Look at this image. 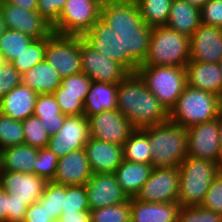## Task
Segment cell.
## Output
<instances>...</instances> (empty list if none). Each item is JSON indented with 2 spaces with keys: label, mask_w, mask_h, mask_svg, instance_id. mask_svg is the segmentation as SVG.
I'll return each instance as SVG.
<instances>
[{
  "label": "cell",
  "mask_w": 222,
  "mask_h": 222,
  "mask_svg": "<svg viewBox=\"0 0 222 222\" xmlns=\"http://www.w3.org/2000/svg\"><path fill=\"white\" fill-rule=\"evenodd\" d=\"M100 18L117 35L118 63L129 73H137L147 55L153 28L144 22L137 2H105Z\"/></svg>",
  "instance_id": "obj_1"
},
{
  "label": "cell",
  "mask_w": 222,
  "mask_h": 222,
  "mask_svg": "<svg viewBox=\"0 0 222 222\" xmlns=\"http://www.w3.org/2000/svg\"><path fill=\"white\" fill-rule=\"evenodd\" d=\"M117 109L135 129L169 120V111L147 88L138 73H129L118 83Z\"/></svg>",
  "instance_id": "obj_2"
},
{
  "label": "cell",
  "mask_w": 222,
  "mask_h": 222,
  "mask_svg": "<svg viewBox=\"0 0 222 222\" xmlns=\"http://www.w3.org/2000/svg\"><path fill=\"white\" fill-rule=\"evenodd\" d=\"M143 129L149 136L152 167H178L187 156V128L169 119Z\"/></svg>",
  "instance_id": "obj_3"
},
{
  "label": "cell",
  "mask_w": 222,
  "mask_h": 222,
  "mask_svg": "<svg viewBox=\"0 0 222 222\" xmlns=\"http://www.w3.org/2000/svg\"><path fill=\"white\" fill-rule=\"evenodd\" d=\"M190 61V37L166 25L152 28L148 52L139 66L186 67Z\"/></svg>",
  "instance_id": "obj_4"
},
{
  "label": "cell",
  "mask_w": 222,
  "mask_h": 222,
  "mask_svg": "<svg viewBox=\"0 0 222 222\" xmlns=\"http://www.w3.org/2000/svg\"><path fill=\"white\" fill-rule=\"evenodd\" d=\"M222 111V98L215 93L186 85L169 119L184 128L212 121Z\"/></svg>",
  "instance_id": "obj_5"
},
{
  "label": "cell",
  "mask_w": 222,
  "mask_h": 222,
  "mask_svg": "<svg viewBox=\"0 0 222 222\" xmlns=\"http://www.w3.org/2000/svg\"><path fill=\"white\" fill-rule=\"evenodd\" d=\"M179 168L180 206H198L222 167L211 160L186 156Z\"/></svg>",
  "instance_id": "obj_6"
},
{
  "label": "cell",
  "mask_w": 222,
  "mask_h": 222,
  "mask_svg": "<svg viewBox=\"0 0 222 222\" xmlns=\"http://www.w3.org/2000/svg\"><path fill=\"white\" fill-rule=\"evenodd\" d=\"M137 73L169 112L176 105L178 97L187 85L185 67L139 66Z\"/></svg>",
  "instance_id": "obj_7"
},
{
  "label": "cell",
  "mask_w": 222,
  "mask_h": 222,
  "mask_svg": "<svg viewBox=\"0 0 222 222\" xmlns=\"http://www.w3.org/2000/svg\"><path fill=\"white\" fill-rule=\"evenodd\" d=\"M102 4V0H67L52 31L57 35L82 36L100 18Z\"/></svg>",
  "instance_id": "obj_8"
},
{
  "label": "cell",
  "mask_w": 222,
  "mask_h": 222,
  "mask_svg": "<svg viewBox=\"0 0 222 222\" xmlns=\"http://www.w3.org/2000/svg\"><path fill=\"white\" fill-rule=\"evenodd\" d=\"M59 74L60 78L82 72L80 36L57 35L47 37L44 58Z\"/></svg>",
  "instance_id": "obj_9"
},
{
  "label": "cell",
  "mask_w": 222,
  "mask_h": 222,
  "mask_svg": "<svg viewBox=\"0 0 222 222\" xmlns=\"http://www.w3.org/2000/svg\"><path fill=\"white\" fill-rule=\"evenodd\" d=\"M179 195V168H153L136 199L147 203L177 202Z\"/></svg>",
  "instance_id": "obj_10"
},
{
  "label": "cell",
  "mask_w": 222,
  "mask_h": 222,
  "mask_svg": "<svg viewBox=\"0 0 222 222\" xmlns=\"http://www.w3.org/2000/svg\"><path fill=\"white\" fill-rule=\"evenodd\" d=\"M90 138L89 120L83 115L66 116L59 131L49 137L47 147L58 157L84 148Z\"/></svg>",
  "instance_id": "obj_11"
},
{
  "label": "cell",
  "mask_w": 222,
  "mask_h": 222,
  "mask_svg": "<svg viewBox=\"0 0 222 222\" xmlns=\"http://www.w3.org/2000/svg\"><path fill=\"white\" fill-rule=\"evenodd\" d=\"M80 55L82 72L92 81L118 84L129 74L118 62L91 48L81 36Z\"/></svg>",
  "instance_id": "obj_12"
},
{
  "label": "cell",
  "mask_w": 222,
  "mask_h": 222,
  "mask_svg": "<svg viewBox=\"0 0 222 222\" xmlns=\"http://www.w3.org/2000/svg\"><path fill=\"white\" fill-rule=\"evenodd\" d=\"M88 120L91 138L121 146L135 129L118 109L103 110Z\"/></svg>",
  "instance_id": "obj_13"
},
{
  "label": "cell",
  "mask_w": 222,
  "mask_h": 222,
  "mask_svg": "<svg viewBox=\"0 0 222 222\" xmlns=\"http://www.w3.org/2000/svg\"><path fill=\"white\" fill-rule=\"evenodd\" d=\"M187 156L207 159L221 166L218 118L187 128Z\"/></svg>",
  "instance_id": "obj_14"
},
{
  "label": "cell",
  "mask_w": 222,
  "mask_h": 222,
  "mask_svg": "<svg viewBox=\"0 0 222 222\" xmlns=\"http://www.w3.org/2000/svg\"><path fill=\"white\" fill-rule=\"evenodd\" d=\"M6 28L19 31L33 39L48 37L52 26L37 12L22 9L8 2L0 4Z\"/></svg>",
  "instance_id": "obj_15"
},
{
  "label": "cell",
  "mask_w": 222,
  "mask_h": 222,
  "mask_svg": "<svg viewBox=\"0 0 222 222\" xmlns=\"http://www.w3.org/2000/svg\"><path fill=\"white\" fill-rule=\"evenodd\" d=\"M85 190L90 210L117 205L129 199L114 173H92Z\"/></svg>",
  "instance_id": "obj_16"
},
{
  "label": "cell",
  "mask_w": 222,
  "mask_h": 222,
  "mask_svg": "<svg viewBox=\"0 0 222 222\" xmlns=\"http://www.w3.org/2000/svg\"><path fill=\"white\" fill-rule=\"evenodd\" d=\"M222 58V29L201 24L190 36V61L219 63Z\"/></svg>",
  "instance_id": "obj_17"
},
{
  "label": "cell",
  "mask_w": 222,
  "mask_h": 222,
  "mask_svg": "<svg viewBox=\"0 0 222 222\" xmlns=\"http://www.w3.org/2000/svg\"><path fill=\"white\" fill-rule=\"evenodd\" d=\"M47 181L34 173L0 171V187L15 197L25 201L26 205L36 203L45 188Z\"/></svg>",
  "instance_id": "obj_18"
},
{
  "label": "cell",
  "mask_w": 222,
  "mask_h": 222,
  "mask_svg": "<svg viewBox=\"0 0 222 222\" xmlns=\"http://www.w3.org/2000/svg\"><path fill=\"white\" fill-rule=\"evenodd\" d=\"M92 171L84 148L72 151L58 159L56 174L51 181L58 185H85Z\"/></svg>",
  "instance_id": "obj_19"
},
{
  "label": "cell",
  "mask_w": 222,
  "mask_h": 222,
  "mask_svg": "<svg viewBox=\"0 0 222 222\" xmlns=\"http://www.w3.org/2000/svg\"><path fill=\"white\" fill-rule=\"evenodd\" d=\"M84 149L92 173H114L123 161L121 145L90 137Z\"/></svg>",
  "instance_id": "obj_20"
},
{
  "label": "cell",
  "mask_w": 222,
  "mask_h": 222,
  "mask_svg": "<svg viewBox=\"0 0 222 222\" xmlns=\"http://www.w3.org/2000/svg\"><path fill=\"white\" fill-rule=\"evenodd\" d=\"M131 222H178L180 203H147L130 198Z\"/></svg>",
  "instance_id": "obj_21"
},
{
  "label": "cell",
  "mask_w": 222,
  "mask_h": 222,
  "mask_svg": "<svg viewBox=\"0 0 222 222\" xmlns=\"http://www.w3.org/2000/svg\"><path fill=\"white\" fill-rule=\"evenodd\" d=\"M37 97L36 92L20 84L0 99V113L24 121L33 115Z\"/></svg>",
  "instance_id": "obj_22"
},
{
  "label": "cell",
  "mask_w": 222,
  "mask_h": 222,
  "mask_svg": "<svg viewBox=\"0 0 222 222\" xmlns=\"http://www.w3.org/2000/svg\"><path fill=\"white\" fill-rule=\"evenodd\" d=\"M185 68L187 85L215 93L222 98V76L219 63L189 61Z\"/></svg>",
  "instance_id": "obj_23"
},
{
  "label": "cell",
  "mask_w": 222,
  "mask_h": 222,
  "mask_svg": "<svg viewBox=\"0 0 222 222\" xmlns=\"http://www.w3.org/2000/svg\"><path fill=\"white\" fill-rule=\"evenodd\" d=\"M151 164L123 160L115 170L117 182L128 198L136 197L152 172Z\"/></svg>",
  "instance_id": "obj_24"
},
{
  "label": "cell",
  "mask_w": 222,
  "mask_h": 222,
  "mask_svg": "<svg viewBox=\"0 0 222 222\" xmlns=\"http://www.w3.org/2000/svg\"><path fill=\"white\" fill-rule=\"evenodd\" d=\"M201 25L200 9L185 0H172L167 27L190 37Z\"/></svg>",
  "instance_id": "obj_25"
},
{
  "label": "cell",
  "mask_w": 222,
  "mask_h": 222,
  "mask_svg": "<svg viewBox=\"0 0 222 222\" xmlns=\"http://www.w3.org/2000/svg\"><path fill=\"white\" fill-rule=\"evenodd\" d=\"M37 157L38 149L25 143L1 149L0 171L34 173Z\"/></svg>",
  "instance_id": "obj_26"
},
{
  "label": "cell",
  "mask_w": 222,
  "mask_h": 222,
  "mask_svg": "<svg viewBox=\"0 0 222 222\" xmlns=\"http://www.w3.org/2000/svg\"><path fill=\"white\" fill-rule=\"evenodd\" d=\"M82 39L100 55L118 62V40L116 33L101 18L85 32Z\"/></svg>",
  "instance_id": "obj_27"
},
{
  "label": "cell",
  "mask_w": 222,
  "mask_h": 222,
  "mask_svg": "<svg viewBox=\"0 0 222 222\" xmlns=\"http://www.w3.org/2000/svg\"><path fill=\"white\" fill-rule=\"evenodd\" d=\"M22 84L38 95L53 94L61 85L58 72L44 59L22 75Z\"/></svg>",
  "instance_id": "obj_28"
},
{
  "label": "cell",
  "mask_w": 222,
  "mask_h": 222,
  "mask_svg": "<svg viewBox=\"0 0 222 222\" xmlns=\"http://www.w3.org/2000/svg\"><path fill=\"white\" fill-rule=\"evenodd\" d=\"M118 84L92 81L84 102V115L89 118L103 110L117 109Z\"/></svg>",
  "instance_id": "obj_29"
},
{
  "label": "cell",
  "mask_w": 222,
  "mask_h": 222,
  "mask_svg": "<svg viewBox=\"0 0 222 222\" xmlns=\"http://www.w3.org/2000/svg\"><path fill=\"white\" fill-rule=\"evenodd\" d=\"M122 148L123 160L151 164L152 151L148 133L144 129H134Z\"/></svg>",
  "instance_id": "obj_30"
},
{
  "label": "cell",
  "mask_w": 222,
  "mask_h": 222,
  "mask_svg": "<svg viewBox=\"0 0 222 222\" xmlns=\"http://www.w3.org/2000/svg\"><path fill=\"white\" fill-rule=\"evenodd\" d=\"M136 2L140 15L148 26L167 24L172 0H136Z\"/></svg>",
  "instance_id": "obj_31"
},
{
  "label": "cell",
  "mask_w": 222,
  "mask_h": 222,
  "mask_svg": "<svg viewBox=\"0 0 222 222\" xmlns=\"http://www.w3.org/2000/svg\"><path fill=\"white\" fill-rule=\"evenodd\" d=\"M32 37L19 31L6 29L0 38V54L6 63H11L17 56L21 55L34 41Z\"/></svg>",
  "instance_id": "obj_32"
},
{
  "label": "cell",
  "mask_w": 222,
  "mask_h": 222,
  "mask_svg": "<svg viewBox=\"0 0 222 222\" xmlns=\"http://www.w3.org/2000/svg\"><path fill=\"white\" fill-rule=\"evenodd\" d=\"M46 44L47 37L35 39L29 47L10 64L23 75L33 66L44 60Z\"/></svg>",
  "instance_id": "obj_33"
},
{
  "label": "cell",
  "mask_w": 222,
  "mask_h": 222,
  "mask_svg": "<svg viewBox=\"0 0 222 222\" xmlns=\"http://www.w3.org/2000/svg\"><path fill=\"white\" fill-rule=\"evenodd\" d=\"M44 205L50 218L57 222L63 212L64 207V185H58L53 182H47L43 191V195L38 200Z\"/></svg>",
  "instance_id": "obj_34"
},
{
  "label": "cell",
  "mask_w": 222,
  "mask_h": 222,
  "mask_svg": "<svg viewBox=\"0 0 222 222\" xmlns=\"http://www.w3.org/2000/svg\"><path fill=\"white\" fill-rule=\"evenodd\" d=\"M24 144L22 121L0 113V150Z\"/></svg>",
  "instance_id": "obj_35"
},
{
  "label": "cell",
  "mask_w": 222,
  "mask_h": 222,
  "mask_svg": "<svg viewBox=\"0 0 222 222\" xmlns=\"http://www.w3.org/2000/svg\"><path fill=\"white\" fill-rule=\"evenodd\" d=\"M130 198L113 206L90 210V222H127L130 220Z\"/></svg>",
  "instance_id": "obj_36"
},
{
  "label": "cell",
  "mask_w": 222,
  "mask_h": 222,
  "mask_svg": "<svg viewBox=\"0 0 222 222\" xmlns=\"http://www.w3.org/2000/svg\"><path fill=\"white\" fill-rule=\"evenodd\" d=\"M24 131V143L34 148L41 149L47 147L49 135L40 122V119L31 115L22 121Z\"/></svg>",
  "instance_id": "obj_37"
},
{
  "label": "cell",
  "mask_w": 222,
  "mask_h": 222,
  "mask_svg": "<svg viewBox=\"0 0 222 222\" xmlns=\"http://www.w3.org/2000/svg\"><path fill=\"white\" fill-rule=\"evenodd\" d=\"M90 211L85 185L64 186L63 212Z\"/></svg>",
  "instance_id": "obj_38"
},
{
  "label": "cell",
  "mask_w": 222,
  "mask_h": 222,
  "mask_svg": "<svg viewBox=\"0 0 222 222\" xmlns=\"http://www.w3.org/2000/svg\"><path fill=\"white\" fill-rule=\"evenodd\" d=\"M58 159L48 147L38 149V157L34 162V174L51 182L56 174Z\"/></svg>",
  "instance_id": "obj_39"
},
{
  "label": "cell",
  "mask_w": 222,
  "mask_h": 222,
  "mask_svg": "<svg viewBox=\"0 0 222 222\" xmlns=\"http://www.w3.org/2000/svg\"><path fill=\"white\" fill-rule=\"evenodd\" d=\"M53 95L63 115L74 116L84 114L82 94L63 93V87L60 85Z\"/></svg>",
  "instance_id": "obj_40"
},
{
  "label": "cell",
  "mask_w": 222,
  "mask_h": 222,
  "mask_svg": "<svg viewBox=\"0 0 222 222\" xmlns=\"http://www.w3.org/2000/svg\"><path fill=\"white\" fill-rule=\"evenodd\" d=\"M178 222H222V215L198 206H183L179 210Z\"/></svg>",
  "instance_id": "obj_41"
},
{
  "label": "cell",
  "mask_w": 222,
  "mask_h": 222,
  "mask_svg": "<svg viewBox=\"0 0 222 222\" xmlns=\"http://www.w3.org/2000/svg\"><path fill=\"white\" fill-rule=\"evenodd\" d=\"M199 206L222 215V170L212 180L211 185Z\"/></svg>",
  "instance_id": "obj_42"
},
{
  "label": "cell",
  "mask_w": 222,
  "mask_h": 222,
  "mask_svg": "<svg viewBox=\"0 0 222 222\" xmlns=\"http://www.w3.org/2000/svg\"><path fill=\"white\" fill-rule=\"evenodd\" d=\"M92 80L83 72L61 79L63 93L82 94V101L89 93Z\"/></svg>",
  "instance_id": "obj_43"
},
{
  "label": "cell",
  "mask_w": 222,
  "mask_h": 222,
  "mask_svg": "<svg viewBox=\"0 0 222 222\" xmlns=\"http://www.w3.org/2000/svg\"><path fill=\"white\" fill-rule=\"evenodd\" d=\"M33 115L38 118L65 116L61 113L58 102L53 94H40L37 97Z\"/></svg>",
  "instance_id": "obj_44"
},
{
  "label": "cell",
  "mask_w": 222,
  "mask_h": 222,
  "mask_svg": "<svg viewBox=\"0 0 222 222\" xmlns=\"http://www.w3.org/2000/svg\"><path fill=\"white\" fill-rule=\"evenodd\" d=\"M201 24L222 29V1L208 0L200 9Z\"/></svg>",
  "instance_id": "obj_45"
},
{
  "label": "cell",
  "mask_w": 222,
  "mask_h": 222,
  "mask_svg": "<svg viewBox=\"0 0 222 222\" xmlns=\"http://www.w3.org/2000/svg\"><path fill=\"white\" fill-rule=\"evenodd\" d=\"M20 84L22 75L10 63H5L0 69V99Z\"/></svg>",
  "instance_id": "obj_46"
},
{
  "label": "cell",
  "mask_w": 222,
  "mask_h": 222,
  "mask_svg": "<svg viewBox=\"0 0 222 222\" xmlns=\"http://www.w3.org/2000/svg\"><path fill=\"white\" fill-rule=\"evenodd\" d=\"M67 0H38L37 12L53 26L63 10Z\"/></svg>",
  "instance_id": "obj_47"
},
{
  "label": "cell",
  "mask_w": 222,
  "mask_h": 222,
  "mask_svg": "<svg viewBox=\"0 0 222 222\" xmlns=\"http://www.w3.org/2000/svg\"><path fill=\"white\" fill-rule=\"evenodd\" d=\"M28 205L25 201L15 197V194L8 193V221L7 222H24Z\"/></svg>",
  "instance_id": "obj_48"
},
{
  "label": "cell",
  "mask_w": 222,
  "mask_h": 222,
  "mask_svg": "<svg viewBox=\"0 0 222 222\" xmlns=\"http://www.w3.org/2000/svg\"><path fill=\"white\" fill-rule=\"evenodd\" d=\"M24 222H54L38 201L28 206Z\"/></svg>",
  "instance_id": "obj_49"
},
{
  "label": "cell",
  "mask_w": 222,
  "mask_h": 222,
  "mask_svg": "<svg viewBox=\"0 0 222 222\" xmlns=\"http://www.w3.org/2000/svg\"><path fill=\"white\" fill-rule=\"evenodd\" d=\"M66 116L39 118L49 136L55 135L63 126Z\"/></svg>",
  "instance_id": "obj_50"
},
{
  "label": "cell",
  "mask_w": 222,
  "mask_h": 222,
  "mask_svg": "<svg viewBox=\"0 0 222 222\" xmlns=\"http://www.w3.org/2000/svg\"><path fill=\"white\" fill-rule=\"evenodd\" d=\"M57 222H90V211L62 212Z\"/></svg>",
  "instance_id": "obj_51"
},
{
  "label": "cell",
  "mask_w": 222,
  "mask_h": 222,
  "mask_svg": "<svg viewBox=\"0 0 222 222\" xmlns=\"http://www.w3.org/2000/svg\"><path fill=\"white\" fill-rule=\"evenodd\" d=\"M8 221V192L0 187V222Z\"/></svg>",
  "instance_id": "obj_52"
},
{
  "label": "cell",
  "mask_w": 222,
  "mask_h": 222,
  "mask_svg": "<svg viewBox=\"0 0 222 222\" xmlns=\"http://www.w3.org/2000/svg\"><path fill=\"white\" fill-rule=\"evenodd\" d=\"M38 0H7L8 3L29 11H37Z\"/></svg>",
  "instance_id": "obj_53"
},
{
  "label": "cell",
  "mask_w": 222,
  "mask_h": 222,
  "mask_svg": "<svg viewBox=\"0 0 222 222\" xmlns=\"http://www.w3.org/2000/svg\"><path fill=\"white\" fill-rule=\"evenodd\" d=\"M218 126H219V143L221 152V167H222V111L218 115Z\"/></svg>",
  "instance_id": "obj_54"
},
{
  "label": "cell",
  "mask_w": 222,
  "mask_h": 222,
  "mask_svg": "<svg viewBox=\"0 0 222 222\" xmlns=\"http://www.w3.org/2000/svg\"><path fill=\"white\" fill-rule=\"evenodd\" d=\"M187 1L189 4L198 7L199 9H201L203 7V5L208 1V0H185Z\"/></svg>",
  "instance_id": "obj_55"
},
{
  "label": "cell",
  "mask_w": 222,
  "mask_h": 222,
  "mask_svg": "<svg viewBox=\"0 0 222 222\" xmlns=\"http://www.w3.org/2000/svg\"><path fill=\"white\" fill-rule=\"evenodd\" d=\"M6 24L5 21L3 19V15L2 12L0 10V38L3 36L4 32L6 31Z\"/></svg>",
  "instance_id": "obj_56"
},
{
  "label": "cell",
  "mask_w": 222,
  "mask_h": 222,
  "mask_svg": "<svg viewBox=\"0 0 222 222\" xmlns=\"http://www.w3.org/2000/svg\"><path fill=\"white\" fill-rule=\"evenodd\" d=\"M103 3L105 2H119V1H136V0H102Z\"/></svg>",
  "instance_id": "obj_57"
},
{
  "label": "cell",
  "mask_w": 222,
  "mask_h": 222,
  "mask_svg": "<svg viewBox=\"0 0 222 222\" xmlns=\"http://www.w3.org/2000/svg\"><path fill=\"white\" fill-rule=\"evenodd\" d=\"M5 63L4 57L0 54V69Z\"/></svg>",
  "instance_id": "obj_58"
},
{
  "label": "cell",
  "mask_w": 222,
  "mask_h": 222,
  "mask_svg": "<svg viewBox=\"0 0 222 222\" xmlns=\"http://www.w3.org/2000/svg\"><path fill=\"white\" fill-rule=\"evenodd\" d=\"M219 66H220L221 76H222V58H221V60H220V62H219Z\"/></svg>",
  "instance_id": "obj_59"
},
{
  "label": "cell",
  "mask_w": 222,
  "mask_h": 222,
  "mask_svg": "<svg viewBox=\"0 0 222 222\" xmlns=\"http://www.w3.org/2000/svg\"><path fill=\"white\" fill-rule=\"evenodd\" d=\"M7 2V0H0V4Z\"/></svg>",
  "instance_id": "obj_60"
}]
</instances>
